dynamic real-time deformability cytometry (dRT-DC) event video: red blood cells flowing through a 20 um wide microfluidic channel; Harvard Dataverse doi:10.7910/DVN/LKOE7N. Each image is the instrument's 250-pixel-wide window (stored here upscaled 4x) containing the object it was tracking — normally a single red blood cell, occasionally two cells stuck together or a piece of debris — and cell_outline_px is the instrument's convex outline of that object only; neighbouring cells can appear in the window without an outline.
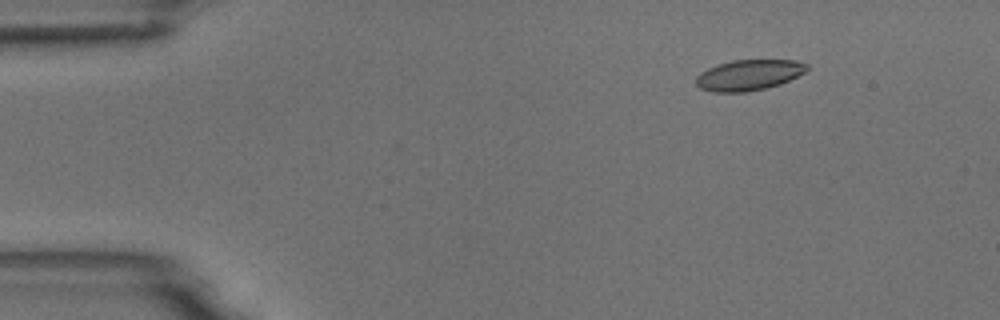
{"species": "common noctule bat (a hibernating species)", "species_latin": "Nyctalus noctula", "temperature_condition": "room temperature", "stored_images_in_passage": 9, "camera_frame_rate_fps": 3000, "um_per_image_px": 0.085, "animal": {"sex": "male", "body_mass_g": 18.8}, "frame": {"image": 1, "passage_image": 2, "time_ms": 2.0, "image_size_px": [1000, 320], "cell_outline_px": [[808, 68], [804, 72], [780, 84], [764, 88], [744, 92], [712, 92], [700, 88], [696, 84], [696, 76], [700, 72], [708, 68], [732, 60], [796, 60], [808, 64]], "centroid_in_image_um": [63.62, 6.37], "position_along_channel_um": 21.4, "area_um2": 19.65}}
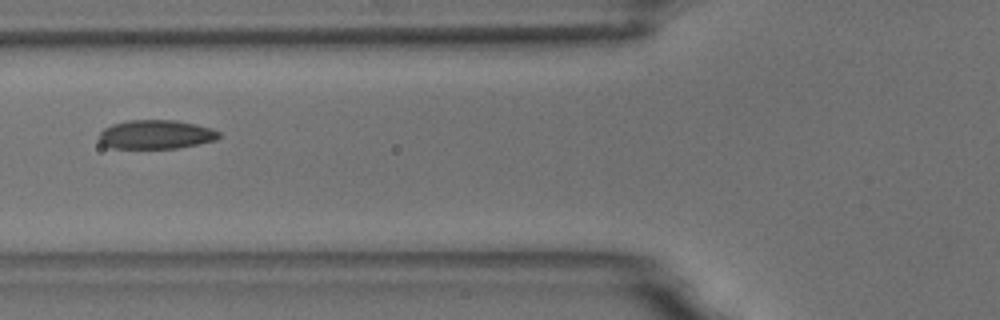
{"frame": {"image": 2, "passage_image": 6, "time_ms": 6.667, "image_size_px": [1000, 320], "cell_outline_px": [[220, 136], [216, 140], [176, 148], [112, 148], [100, 144], [100, 132], [104, 128], [112, 124], [128, 120], [176, 120], [196, 124], [212, 128], [220, 132]], "centroid_in_image_um": [13.25, 11.42], "position_along_channel_um": 112.6, "area_um2": 20.23}}
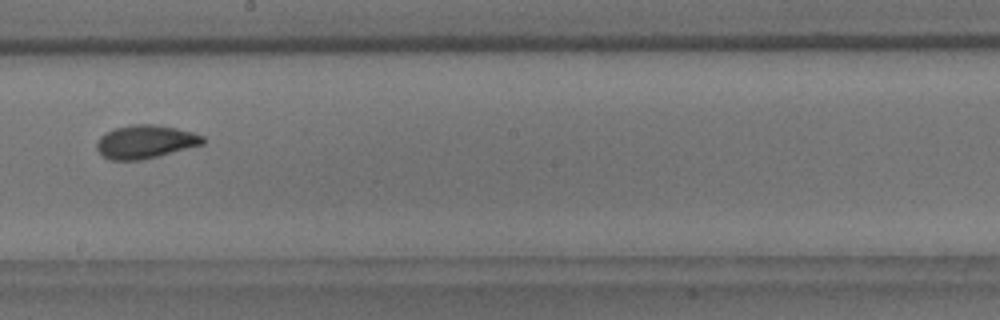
{"frame": {"image": 3, "passage_image": 9, "time_ms": 10.0, "image_size_px": [1000, 320], "cell_outline_px": [[204, 144], [140, 160], [112, 160], [104, 156], [96, 148], [96, 144], [100, 136], [104, 132], [116, 128], [132, 124], [156, 124], [176, 128], [192, 132], [204, 136]], "centroid_in_image_um": [12.34, 12.03], "position_along_channel_um": 235.9, "area_um2": 20.46}}